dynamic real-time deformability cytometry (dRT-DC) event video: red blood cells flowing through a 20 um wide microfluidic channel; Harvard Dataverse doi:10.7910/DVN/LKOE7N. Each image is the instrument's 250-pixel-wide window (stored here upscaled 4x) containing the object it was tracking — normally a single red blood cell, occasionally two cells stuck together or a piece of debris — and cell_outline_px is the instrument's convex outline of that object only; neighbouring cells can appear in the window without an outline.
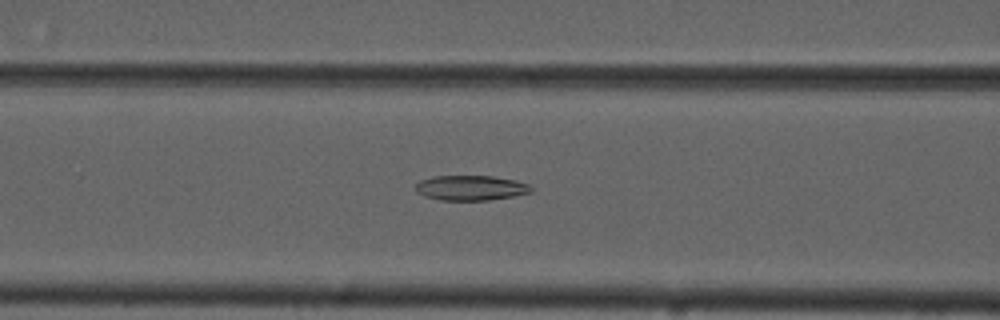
{"species": "common noctule bat (a hibernating species)", "species_latin": "Nyctalus noctula", "temperature_condition": "cold", "stored_images_in_passage": 54, "camera_frame_rate_fps": 3000, "um_per_image_px": 0.085, "animal": {"sex": "male", "forearm_length_mm": 52.5}, "frame": {"image": 1, "passage_image": 22, "time_ms": 7.0, "image_size_px": [1000, 320], "cell_outline_px": [[532, 192], [516, 196], [488, 200], [440, 200], [424, 196], [416, 192], [416, 184], [420, 180], [432, 176], [492, 176], [516, 180], [528, 184], [532, 188]], "centroid_in_image_um": [40.02, 15.97], "position_along_channel_um": 126.6, "area_um2": 16.94}}
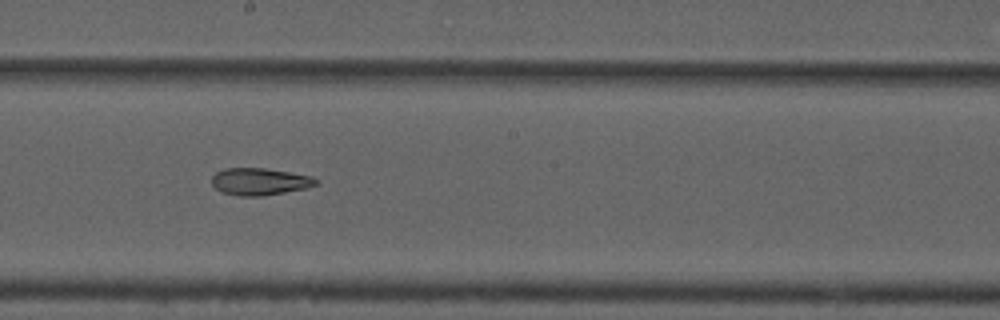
{"frame": {"image": 2, "passage_image": 30, "time_ms": 9.667, "image_size_px": [1000, 320], "cell_outline_px": [[320, 184], [308, 188], [260, 196], [240, 196], [220, 192], [212, 184], [212, 176], [216, 172], [224, 168], [264, 168], [312, 176], [320, 180]], "centroid_in_image_um": [22.1, 15.43], "position_along_channel_um": 226.1, "area_um2": 16.59}}
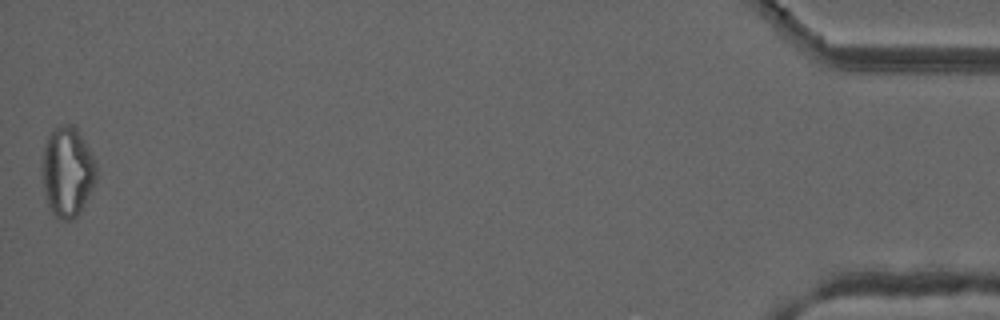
{"frame": {"image": 3, "passage_image": 54, "time_ms": 17.667, "image_size_px": [1000, 320], "cell_outline_px": [[96, 180], [84, 204], [76, 216], [72, 220], [64, 220], [56, 216], [52, 212], [48, 204], [44, 192], [40, 172], [44, 144], [48, 136], [56, 128], [64, 124], [76, 124], [96, 160]], "centroid_in_image_um": [5.72, 14.55], "position_along_channel_um": 429.5, "area_um2": 28.78}, "authors_computed_cell_mechanics": {"area_um2": 20.0566, "velocity_mm_per_s": 3.7392, "shape_relaxation_time_tau1_ms": 10.1681, "shape_relaxation_time_tau2_ms": 5.6338, "deformation_change_tau1": 0.2044, "deformation_change_tau2": 0.1471}}